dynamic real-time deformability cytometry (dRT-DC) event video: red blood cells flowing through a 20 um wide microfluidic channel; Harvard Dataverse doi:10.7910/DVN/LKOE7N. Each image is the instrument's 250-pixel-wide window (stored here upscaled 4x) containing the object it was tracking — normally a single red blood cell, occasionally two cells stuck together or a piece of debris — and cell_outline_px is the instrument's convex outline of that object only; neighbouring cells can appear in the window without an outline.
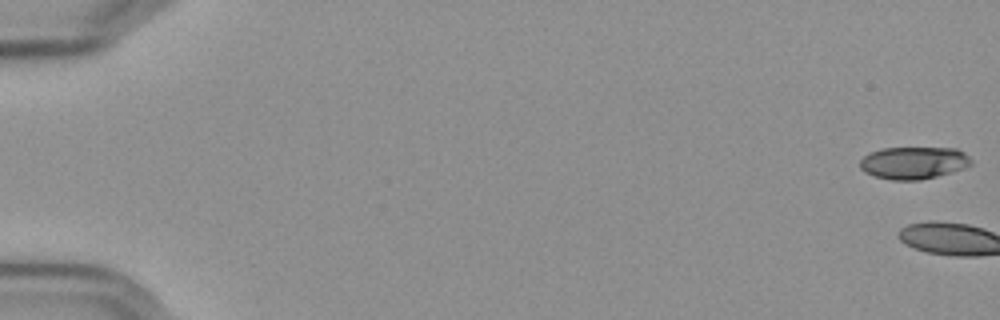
{"species": "Egyptian fruit bat (a non-hibernating species)", "species_latin": "Rousettus aegyptiacus", "temperature_condition": "cold", "stored_images_in_passage": 4, "camera_frame_rate_fps": 3000, "um_per_image_px": 0.085, "frame": {"image": 1, "passage_image": 1, "time_ms": 0.0, "image_size_px": [1000, 320], "cell_outline_px": [[972, 164], [964, 168], [952, 172], [920, 180], [892, 180], [872, 176], [864, 172], [860, 168], [860, 160], [868, 152], [880, 148], [956, 148], [964, 152], [972, 160]], "centroid_in_image_um": [77.63, 13.84], "position_along_channel_um": 7.4, "area_um2": 21.15}}